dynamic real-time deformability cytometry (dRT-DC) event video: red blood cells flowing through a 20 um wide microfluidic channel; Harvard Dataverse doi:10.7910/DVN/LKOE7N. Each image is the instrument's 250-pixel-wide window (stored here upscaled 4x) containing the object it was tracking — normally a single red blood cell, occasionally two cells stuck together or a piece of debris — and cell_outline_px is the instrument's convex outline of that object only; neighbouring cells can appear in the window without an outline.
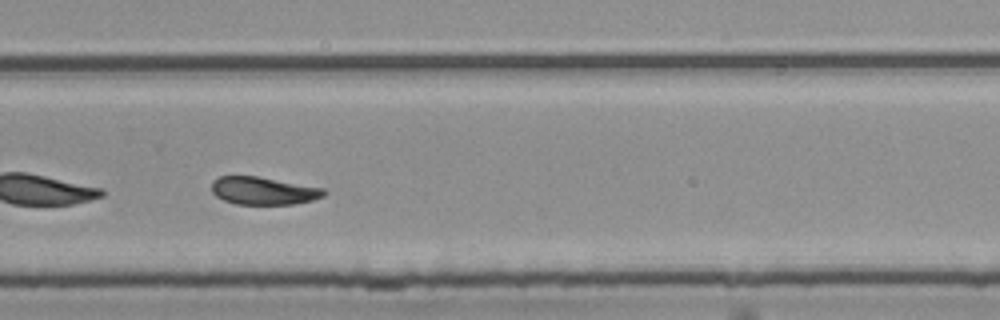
{"species": "common noctule bat (a hibernating species)", "species_latin": "Nyctalus noctula", "temperature_condition": "room temperature", "stored_images_in_passage": 38, "camera_frame_rate_fps": 3000, "um_per_image_px": 0.085, "animal": {"sex": "female", "body_mass_g": 25.1}, "frame": {"image": 1, "passage_image": 22, "time_ms": 7.0, "image_size_px": [1000, 320], "cell_outline_px": [[328, 192], [324, 196], [312, 200], [292, 204], [236, 204], [224, 200], [216, 196], [212, 192], [212, 180], [220, 176], [256, 176], [324, 188]], "centroid_in_image_um": [22.39, 16.21], "position_along_channel_um": 307.4, "area_um2": 18.09}, "authors_computed_cell_mechanics": {"area_um2": 19.3341, "velocity_mm_per_s": 3.7591, "shape_relaxation_time_tau1_ms": 4.2996, "shape_relaxation_time_tau2_ms": 4.0401, "deformation_change_tau1": 0.1222, "deformation_change_tau2": 0.0939}}